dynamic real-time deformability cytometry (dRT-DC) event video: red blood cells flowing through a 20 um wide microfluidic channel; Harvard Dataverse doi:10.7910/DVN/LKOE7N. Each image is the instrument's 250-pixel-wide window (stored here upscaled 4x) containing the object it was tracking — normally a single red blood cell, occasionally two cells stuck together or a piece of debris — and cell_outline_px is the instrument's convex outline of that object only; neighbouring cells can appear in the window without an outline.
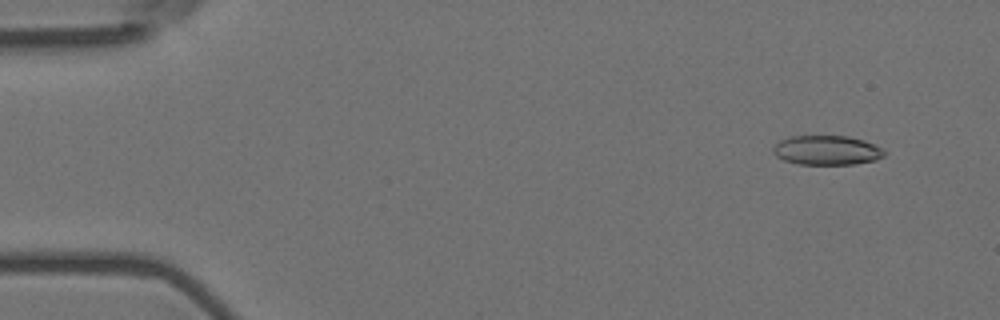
{"species": "Egyptian fruit bat (a non-hibernating species)", "species_latin": "Rousettus aegyptiacus", "temperature_condition": "room temperature", "stored_images_in_passage": 6, "camera_frame_rate_fps": 3000, "um_per_image_px": 0.085, "animal": {"sex": "female"}, "frame": {"image": 1, "passage_image": 2, "time_ms": 0.333, "image_size_px": [1000, 320], "cell_outline_px": [[884, 156], [876, 160], [856, 164], [800, 164], [784, 160], [776, 156], [772, 152], [772, 148], [780, 140], [792, 136], [848, 136], [864, 140], [876, 144], [884, 148]], "centroid_in_image_um": [70.31, 12.77], "position_along_channel_um": 14.7, "area_um2": 19.19}}
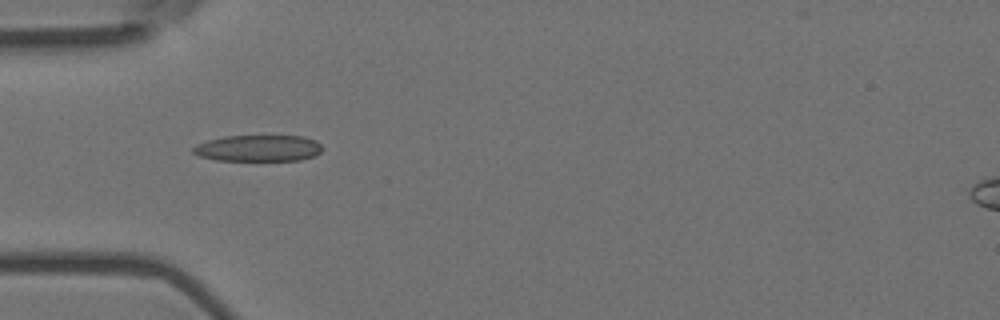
{"frame": {"image": 2, "passage_image": 5, "time_ms": 1.333, "image_size_px": [1000, 320], "cell_outline_px": [[320, 152], [312, 156], [300, 160], [216, 160], [200, 156], [192, 152], [192, 148], [196, 144], [208, 140], [224, 136], [304, 136], [316, 140], [320, 144]], "centroid_in_image_um": [21.93, 12.59], "position_along_channel_um": 63.1, "area_um2": 19.71}}
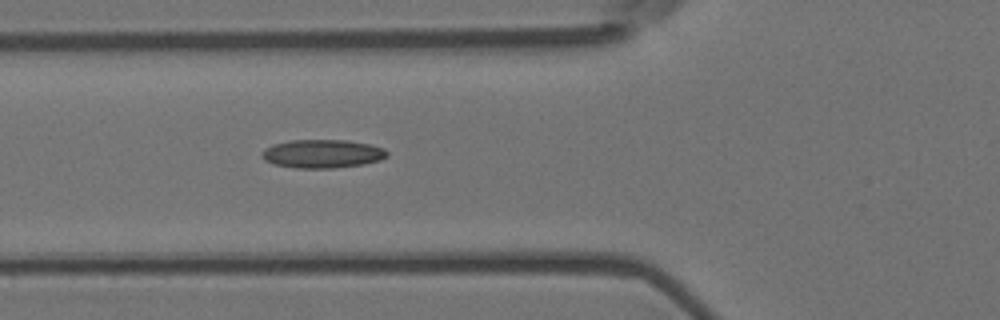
{"frame": {"image": 3, "passage_image": 6, "time_ms": 1.667, "image_size_px": [1000, 320], "cell_outline_px": [[388, 156], [380, 160], [360, 164], [332, 168], [296, 168], [272, 164], [264, 160], [260, 156], [260, 152], [264, 148], [272, 144], [288, 140], [348, 140], [372, 144], [384, 148], [388, 152]], "centroid_in_image_um": [27.36, 13.06], "position_along_channel_um": 98.4, "area_um2": 21.04}}